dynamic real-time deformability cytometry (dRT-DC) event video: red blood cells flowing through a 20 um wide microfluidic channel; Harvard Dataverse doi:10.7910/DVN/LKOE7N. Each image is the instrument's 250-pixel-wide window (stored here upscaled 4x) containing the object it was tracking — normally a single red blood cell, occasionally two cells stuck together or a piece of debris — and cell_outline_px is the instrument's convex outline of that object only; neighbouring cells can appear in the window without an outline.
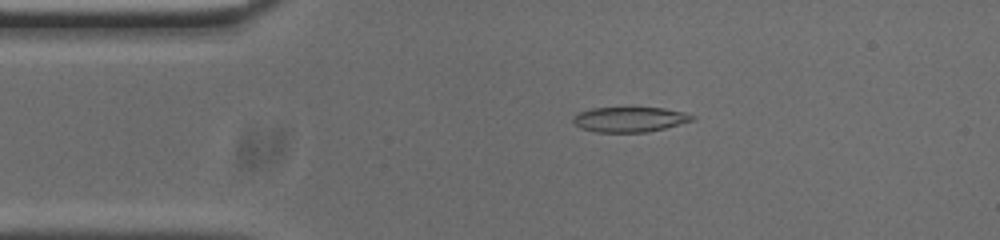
{"species": "common noctule bat (a hibernating species)", "species_latin": "Nyctalus noctula", "temperature_condition": "cold", "stored_images_in_passage": 53, "camera_frame_rate_fps": 3000, "um_per_image_px": 0.085, "animal": {"sex": "male", "body_mass_g": 20.0, "forearm_length_mm": 53.3}, "frame": {"image": 1, "passage_image": 9, "time_ms": 2.667, "image_size_px": [1000, 240], "cell_outline_px": [[696, 120], [648, 132], [596, 132], [580, 128], [572, 124], [572, 116], [580, 112], [592, 108], [664, 108], [684, 112], [696, 116]], "centroid_in_image_um": [53.52, 10.15], "position_along_channel_um": 31.5, "area_um2": 17.51}}
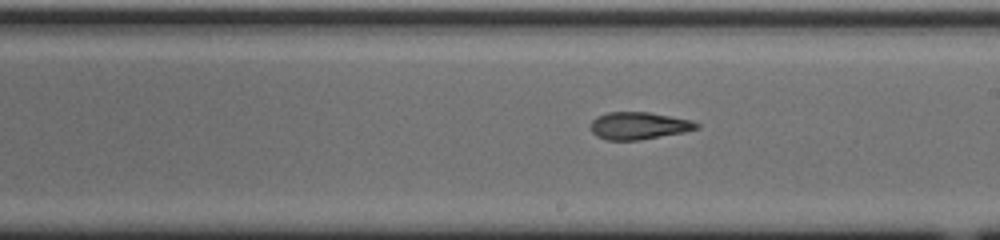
{"frame": {"image": 2, "passage_image": 28, "time_ms": 9.0, "image_size_px": [1000, 240], "cell_outline_px": [[700, 128], [684, 132], [640, 140], [608, 140], [596, 136], [592, 132], [592, 120], [596, 116], [608, 112], [648, 112], [692, 120], [700, 124]], "centroid_in_image_um": [54.31, 10.68], "position_along_channel_um": 234.7, "area_um2": 16.88}}
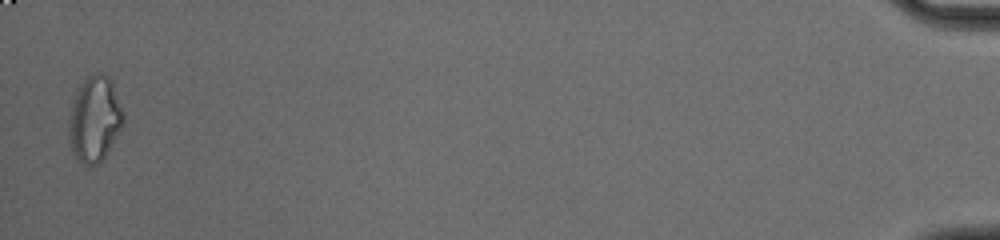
{"frame": {"image": 3, "passage_image": 52, "time_ms": 17.0, "image_size_px": [1000, 240], "cell_outline_px": [[124, 120], [120, 128], [104, 156], [96, 164], [88, 168], [72, 152], [68, 140], [68, 112], [76, 92], [80, 84], [88, 76], [96, 72], [104, 72], [112, 80], [124, 116]], "centroid_in_image_um": [8.0, 10.08], "position_along_channel_um": 427.2, "area_um2": 27.17}, "authors_computed_cell_mechanics": {"area_um2": 17.7446, "velocity_mm_per_s": 3.7123, "shape_relaxation_time_tau1_ms": 10.6568, "shape_relaxation_time_tau2_ms": 2.5746, "deformation_change_tau1": 0.2509, "deformation_change_tau2": 0.0975}}